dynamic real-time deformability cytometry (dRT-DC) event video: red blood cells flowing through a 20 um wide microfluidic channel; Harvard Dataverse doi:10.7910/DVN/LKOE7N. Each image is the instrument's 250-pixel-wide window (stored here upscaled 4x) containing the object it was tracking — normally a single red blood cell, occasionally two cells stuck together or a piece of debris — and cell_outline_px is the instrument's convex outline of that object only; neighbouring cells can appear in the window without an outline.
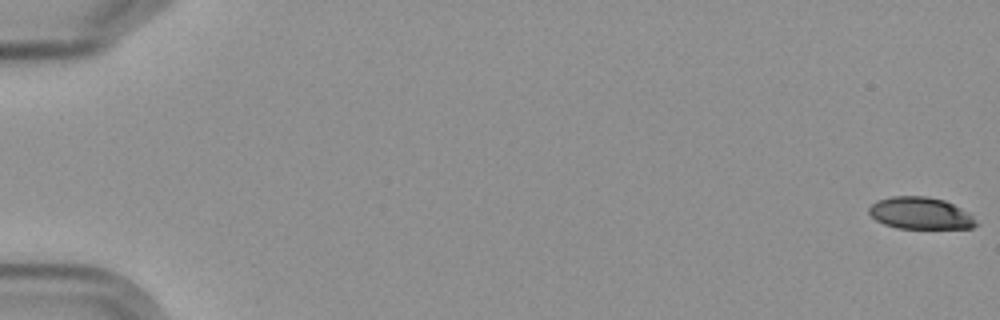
{"species": "Egyptian fruit bat (a non-hibernating species)", "species_latin": "Rousettus aegyptiacus", "temperature_condition": "cold", "stored_images_in_passage": 5, "camera_frame_rate_fps": 3000, "um_per_image_px": 0.085, "frame": {"image": 1, "passage_image": 1, "time_ms": 0.0, "image_size_px": [1000, 320], "cell_outline_px": [[980, 224], [972, 228], [896, 228], [884, 224], [876, 220], [868, 212], [868, 208], [876, 200], [892, 196], [928, 196], [944, 200], [960, 208], [972, 216]], "centroid_in_image_um": [78.22, 18.12], "position_along_channel_um": 6.8, "area_um2": 19.94}}
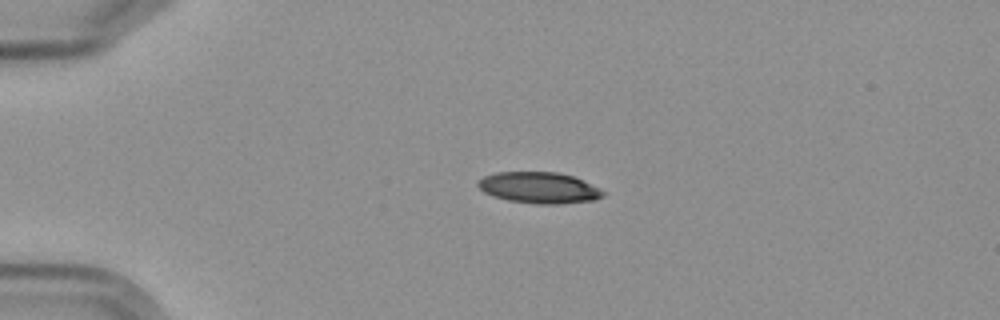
{"frame": {"image": 2, "passage_image": 5, "time_ms": 4.667, "image_size_px": [1000, 320], "cell_outline_px": [[604, 196], [596, 200], [560, 204], [536, 204], [508, 200], [492, 196], [484, 192], [476, 184], [476, 180], [484, 176], [496, 172], [556, 172], [572, 176], [584, 180], [600, 188], [604, 192]], "centroid_in_image_um": [45.82, 15.96], "position_along_channel_um": 39.2, "area_um2": 22.95}}